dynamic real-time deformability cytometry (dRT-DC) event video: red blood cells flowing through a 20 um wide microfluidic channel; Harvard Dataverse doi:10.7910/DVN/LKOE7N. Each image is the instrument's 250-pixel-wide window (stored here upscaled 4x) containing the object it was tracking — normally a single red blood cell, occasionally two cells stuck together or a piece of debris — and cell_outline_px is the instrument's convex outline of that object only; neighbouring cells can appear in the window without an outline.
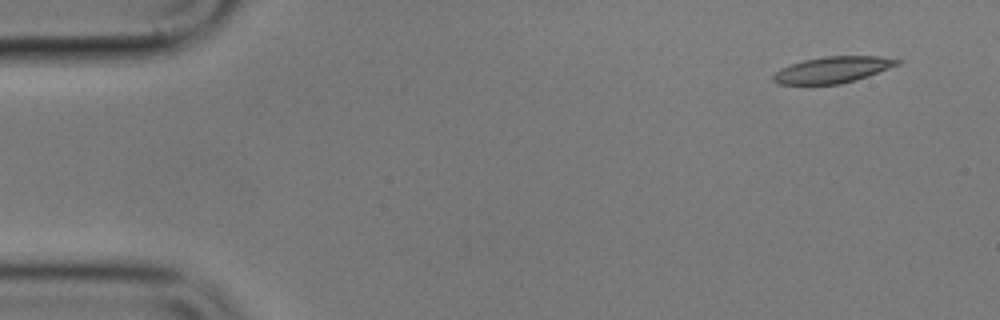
{"species": "common noctule bat (a hibernating species)", "species_latin": "Nyctalus noctula", "temperature_condition": "cold", "stored_images_in_passage": 5, "camera_frame_rate_fps": 3000, "um_per_image_px": 0.085, "animal": {"sex": "male", "body_mass_g": 17.9}, "frame": {"image": 1, "passage_image": 1, "time_ms": 0.0, "image_size_px": [1000, 320], "cell_outline_px": [[904, 60], [900, 64], [868, 76], [856, 80], [840, 84], [780, 84], [772, 80], [772, 76], [780, 68], [804, 60], [824, 56], [880, 56]], "centroid_in_image_um": [70.81, 5.92], "position_along_channel_um": 14.2, "area_um2": 19.02}}
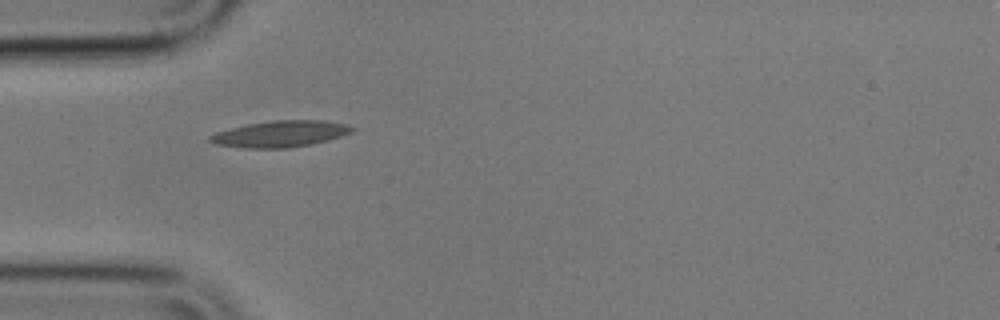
{"frame": {"image": 2, "passage_image": 4, "time_ms": 4.333, "image_size_px": [1000, 320], "cell_outline_px": [[356, 128], [352, 132], [328, 140], [312, 144], [288, 148], [244, 148], [216, 144], [208, 140], [208, 136], [216, 132], [248, 124], [272, 120], [324, 120], [344, 124]], "centroid_in_image_um": [23.83, 11.38], "position_along_channel_um": 61.2, "area_um2": 21.73}}
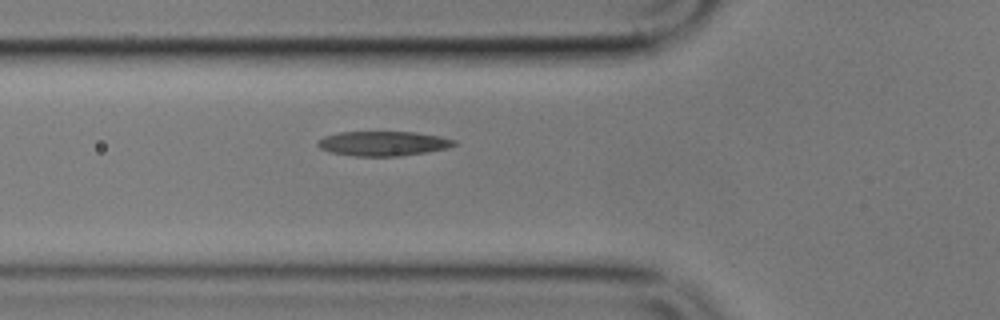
{"frame": {"image": 3, "passage_image": 5, "time_ms": 5.333, "image_size_px": [1000, 320], "cell_outline_px": [[456, 144], [448, 148], [400, 156], [356, 156], [328, 152], [320, 148], [316, 144], [316, 140], [324, 136], [340, 132], [416, 132], [440, 136], [456, 140]], "centroid_in_image_um": [32.53, 12.19], "position_along_channel_um": 93.3, "area_um2": 19.65}}